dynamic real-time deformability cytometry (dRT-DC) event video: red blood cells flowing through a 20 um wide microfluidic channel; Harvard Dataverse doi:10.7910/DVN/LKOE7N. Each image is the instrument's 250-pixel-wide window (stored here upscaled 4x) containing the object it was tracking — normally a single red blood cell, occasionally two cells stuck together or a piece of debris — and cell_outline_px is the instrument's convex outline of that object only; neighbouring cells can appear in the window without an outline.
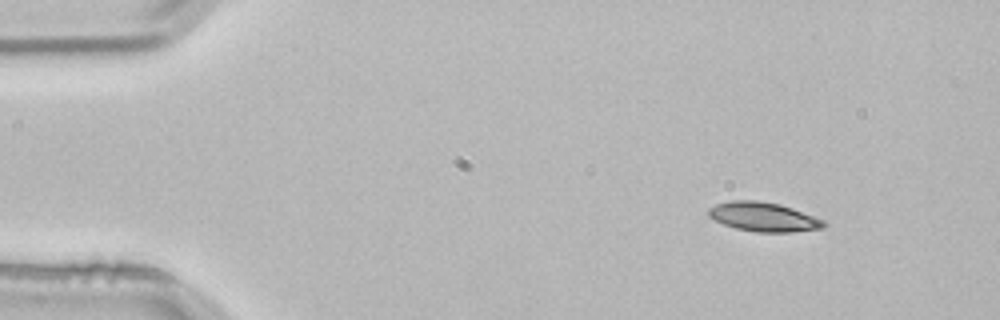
{"species": "common noctule bat (a hibernating species)", "species_latin": "Nyctalus noctula", "temperature_condition": "room temperature", "stored_images_in_passage": 2, "camera_frame_rate_fps": 3000, "um_per_image_px": 0.085, "animal": {"sex": "male", "body_mass_g": 21.5, "forearm_length_mm": 52.0}, "frame": {"image": 1, "passage_image": 1, "time_ms": 0.0, "image_size_px": [1000, 320], "cell_outline_px": [[828, 224], [824, 228], [792, 232], [756, 232], [736, 228], [724, 224], [708, 216], [708, 208], [716, 204], [732, 200], [756, 200], [780, 204], [792, 208], [824, 220]], "centroid_in_image_um": [64.91, 18.43], "position_along_channel_um": 20.1, "area_um2": 19.59}}